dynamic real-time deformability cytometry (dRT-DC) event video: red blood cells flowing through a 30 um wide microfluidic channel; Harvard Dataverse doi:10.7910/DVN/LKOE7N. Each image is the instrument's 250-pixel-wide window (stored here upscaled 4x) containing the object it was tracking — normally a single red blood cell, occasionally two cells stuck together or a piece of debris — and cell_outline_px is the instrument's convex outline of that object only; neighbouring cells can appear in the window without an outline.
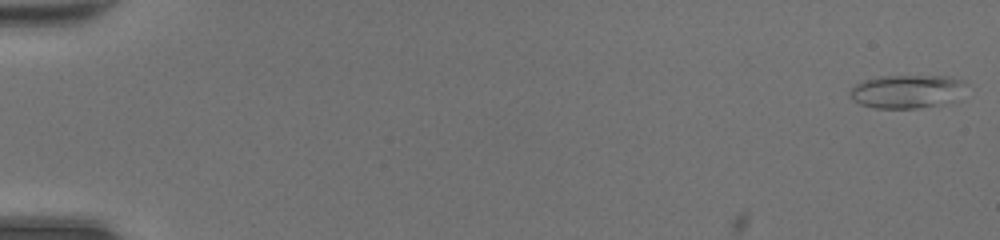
{"species": "common noctule bat (a hibernating species)", "species_latin": "Nyctalus noctula", "temperature_condition": "room temperature", "stored_images_in_passage": 21, "camera_frame_rate_fps": 3000, "um_per_image_px": 0.085, "animal": {"sex": "female", "body_mass_g": 20.0, "forearm_length_mm": 54.0}, "frame": {"image": 1, "passage_image": 1, "time_ms": 0.0, "image_size_px": [1000, 240], "cell_outline_px": [[968, 84], [944, 104], [916, 108], [876, 108], [860, 104], [852, 100], [848, 96], [848, 92], [856, 84], [864, 80], [880, 76], [952, 76], [964, 80]], "centroid_in_image_um": [77.01, 7.76], "position_along_channel_um": 8.0, "area_um2": 22.43}}